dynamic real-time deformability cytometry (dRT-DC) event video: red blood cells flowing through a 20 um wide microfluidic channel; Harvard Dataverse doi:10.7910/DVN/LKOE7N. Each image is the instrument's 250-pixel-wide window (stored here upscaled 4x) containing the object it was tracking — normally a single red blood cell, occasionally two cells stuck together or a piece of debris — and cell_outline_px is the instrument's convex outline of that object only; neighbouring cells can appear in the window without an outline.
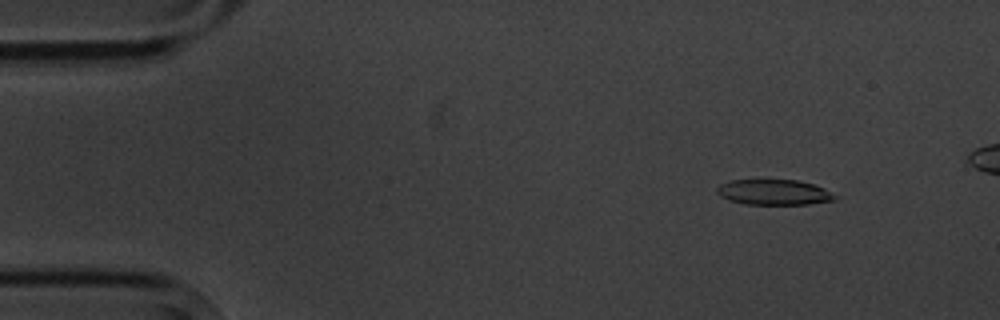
{"species": "common noctule bat (a hibernating species)", "species_latin": "Nyctalus noctula", "temperature_condition": "cold", "stored_images_in_passage": 9, "camera_frame_rate_fps": 3000, "um_per_image_px": 0.085, "animal": {"sex": "male", "body_mass_g": 20.1, "forearm_length_mm": 53.5}, "frame": {"image": 1, "passage_image": 2, "time_ms": 1.333, "image_size_px": [1000, 320], "cell_outline_px": [[840, 196], [836, 200], [808, 204], [744, 204], [728, 200], [720, 196], [716, 192], [716, 188], [720, 184], [732, 180], [796, 180], [816, 184]], "centroid_in_image_um": [65.82, 16.34], "position_along_channel_um": 19.2, "area_um2": 17.69}}
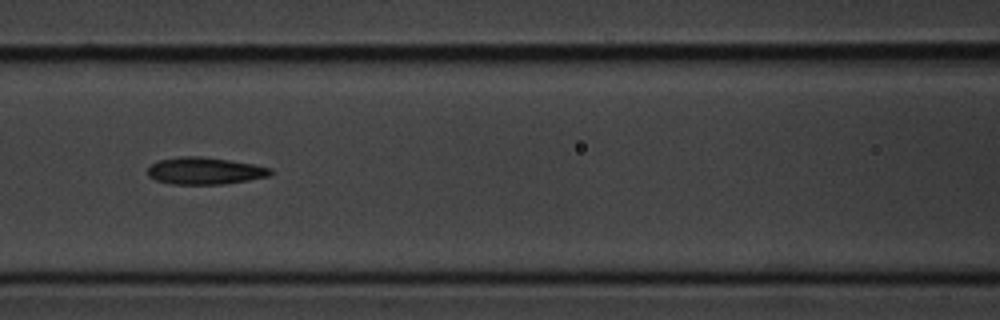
{"frame": {"image": 2, "passage_image": 7, "time_ms": 7.333, "image_size_px": [1000, 320], "cell_outline_px": [[272, 172], [268, 176], [248, 180], [224, 184], [172, 184], [156, 180], [148, 176], [148, 168], [152, 164], [160, 160], [180, 156], [200, 156], [228, 160], [252, 164], [272, 168]], "centroid_in_image_um": [17.4, 14.52], "position_along_channel_um": 149.2, "area_um2": 19.19}}
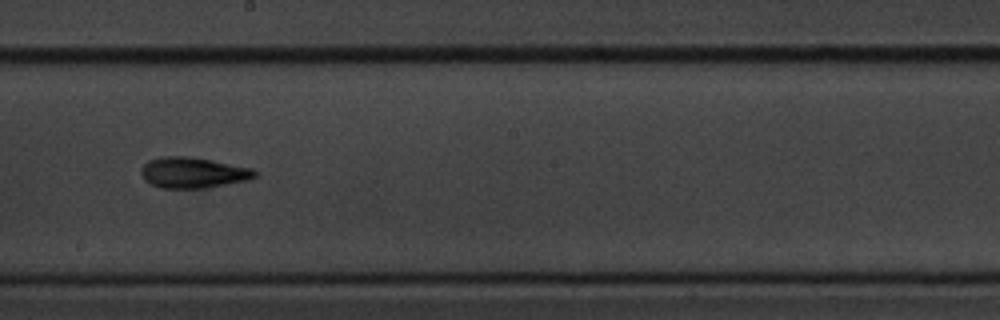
{"frame": {"image": 3, "passage_image": 9, "time_ms": 9.667, "image_size_px": [1000, 320], "cell_outline_px": [[256, 176], [248, 180], [204, 188], [160, 188], [144, 180], [140, 172], [144, 164], [148, 160], [164, 156], [184, 156], [208, 160], [252, 168], [256, 172]], "centroid_in_image_um": [16.37, 14.68], "position_along_channel_um": 231.8, "area_um2": 20.11}}